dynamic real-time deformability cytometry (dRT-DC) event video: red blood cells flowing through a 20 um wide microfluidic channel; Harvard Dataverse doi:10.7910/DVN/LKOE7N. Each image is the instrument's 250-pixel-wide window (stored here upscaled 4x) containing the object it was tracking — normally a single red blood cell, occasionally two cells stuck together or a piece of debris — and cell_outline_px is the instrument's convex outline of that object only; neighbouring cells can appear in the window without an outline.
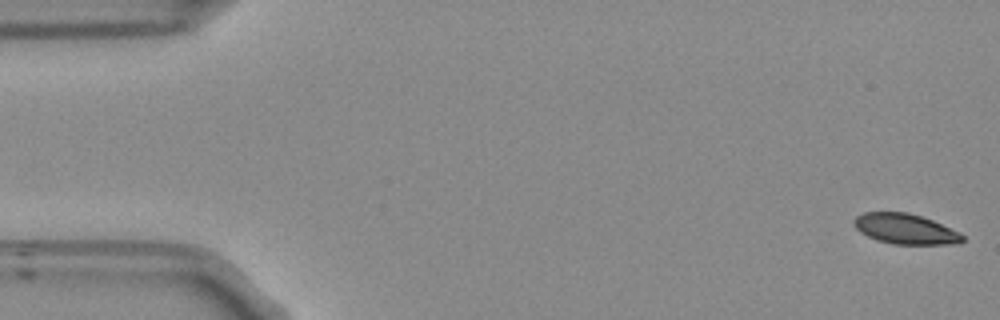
{"species": "Egyptian fruit bat (a non-hibernating species)", "species_latin": "Rousettus aegyptiacus", "temperature_condition": "room temperature", "stored_images_in_passage": 54, "camera_frame_rate_fps": 3000, "um_per_image_px": 0.085, "frame": {"image": 1, "passage_image": 1, "time_ms": 0.0, "image_size_px": [1000, 320], "cell_outline_px": [[964, 240], [960, 244], [892, 244], [876, 240], [860, 232], [852, 224], [852, 220], [856, 216], [864, 212], [908, 212], [932, 220], [960, 232], [964, 236]], "centroid_in_image_um": [76.94, 19.46], "position_along_channel_um": 8.1, "area_um2": 19.31}}
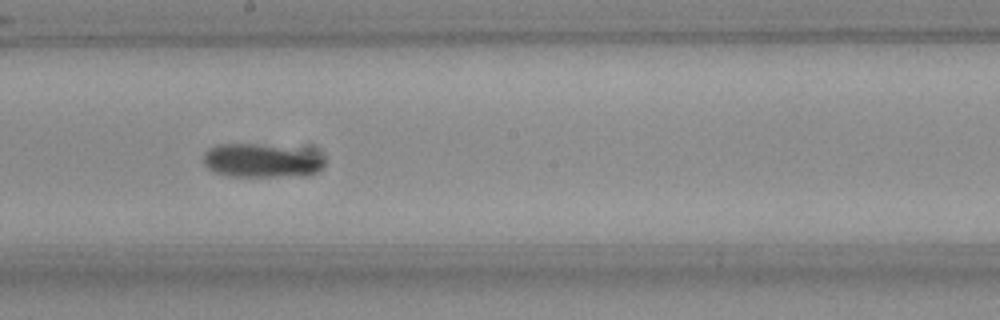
{"frame": {"image": 2, "passage_image": 29, "time_ms": 9.333, "image_size_px": [1000, 320], "cell_outline_px": [[324, 164], [320, 168], [312, 172], [276, 176], [228, 176], [216, 172], [208, 168], [204, 164], [204, 152], [208, 148], [220, 144], [256, 144], [312, 152], [320, 156], [324, 160]], "centroid_in_image_um": [22.09, 13.64], "position_along_channel_um": 226.1, "area_um2": 22.83}}
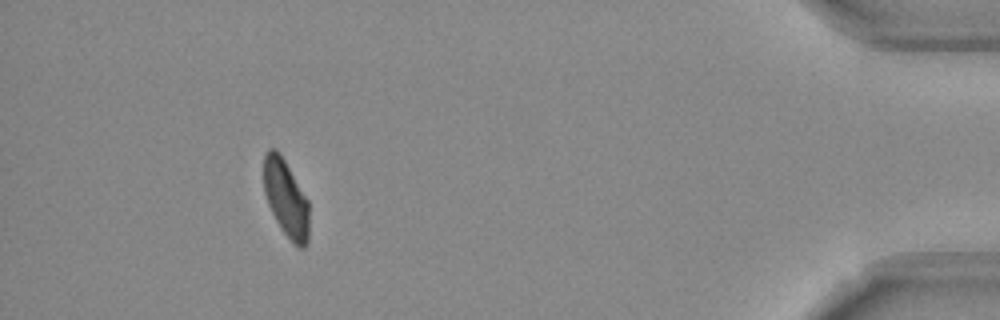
{"frame": {"image": 3, "passage_image": 49, "time_ms": 16.0, "image_size_px": [1000, 320], "cell_outline_px": [[308, 244], [304, 248], [300, 248], [292, 244], [280, 228], [268, 204], [264, 192], [264, 156], [268, 148], [276, 148], [280, 152], [308, 200]], "centroid_in_image_um": [24.3, 16.88], "position_along_channel_um": 410.9, "area_um2": 20.52}, "authors_computed_cell_mechanics": {"area_um2": 21.4149, "velocity_mm_per_s": 3.7376, "shape_relaxation_time_tau1_ms": 10.6004, "shape_relaxation_time_tau2_ms": 6.7765, "deformation_change_tau1": 0.1948, "deformation_change_tau2": 0.1086}}